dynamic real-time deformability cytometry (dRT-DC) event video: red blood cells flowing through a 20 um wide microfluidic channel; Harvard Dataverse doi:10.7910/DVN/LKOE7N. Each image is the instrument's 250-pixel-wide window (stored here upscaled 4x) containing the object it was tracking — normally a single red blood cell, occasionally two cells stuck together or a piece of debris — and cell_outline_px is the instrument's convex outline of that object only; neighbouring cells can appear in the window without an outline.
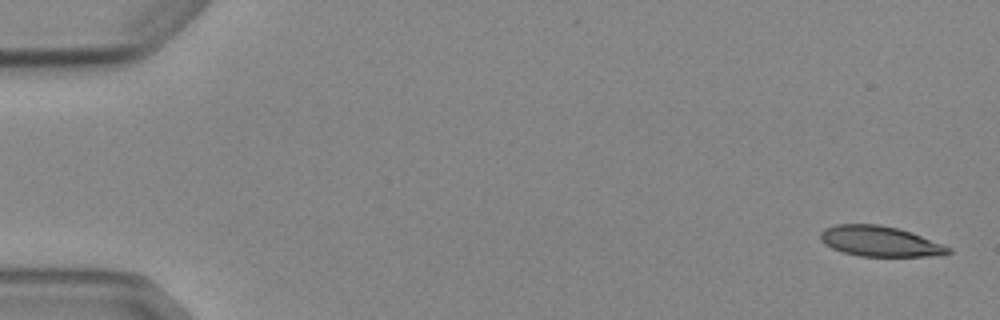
{"species": "Egyptian fruit bat (a non-hibernating species)", "species_latin": "Rousettus aegyptiacus", "temperature_condition": "cold", "stored_images_in_passage": 5, "camera_frame_rate_fps": 3000, "um_per_image_px": 0.085, "animal": {"sex": "female"}, "frame": {"image": 1, "passage_image": 1, "time_ms": 0.0, "image_size_px": [1000, 320], "cell_outline_px": [[952, 252], [944, 256], [860, 256], [844, 252], [832, 248], [824, 244], [820, 240], [820, 232], [824, 228], [836, 224], [880, 224], [912, 232], [944, 244], [952, 248]], "centroid_in_image_um": [74.83, 20.51], "position_along_channel_um": 10.2, "area_um2": 22.89}}
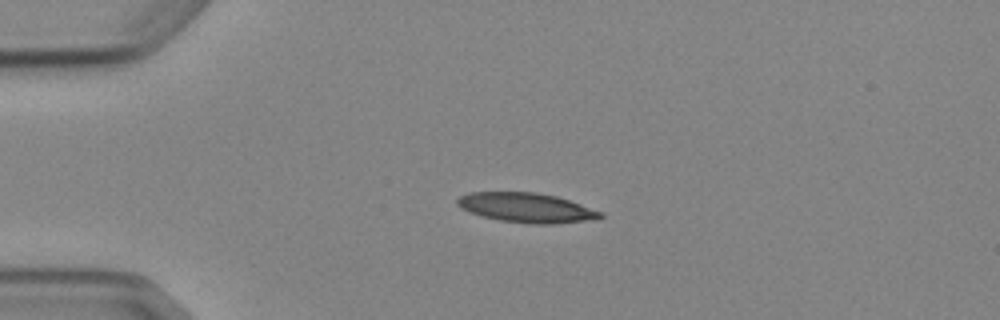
{"frame": {"image": 2, "passage_image": 4, "time_ms": 3.667, "image_size_px": [1000, 320], "cell_outline_px": [[604, 216], [600, 220], [552, 224], [528, 224], [500, 220], [484, 216], [460, 208], [456, 204], [456, 200], [460, 196], [468, 192], [536, 192], [556, 196], [604, 212]], "centroid_in_image_um": [44.81, 17.66], "position_along_channel_um": 40.2, "area_um2": 24.91}}